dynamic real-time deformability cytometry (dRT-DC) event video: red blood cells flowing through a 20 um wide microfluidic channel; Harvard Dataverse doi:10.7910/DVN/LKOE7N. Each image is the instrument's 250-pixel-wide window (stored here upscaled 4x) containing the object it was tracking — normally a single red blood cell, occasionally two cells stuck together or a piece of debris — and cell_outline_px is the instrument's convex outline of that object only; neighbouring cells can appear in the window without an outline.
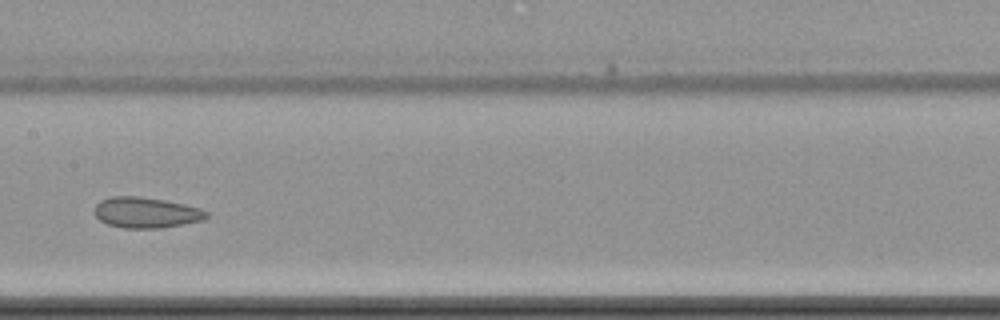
{"species": "common noctule bat (a hibernating species)", "species_latin": "Nyctalus noctula", "temperature_condition": "cold", "stored_images_in_passage": 10, "camera_frame_rate_fps": 3000, "um_per_image_px": 0.085, "animal": {"sex": "female", "body_mass_g": 22.7, "forearm_length_mm": 54.2}, "frame": {"image": 1, "passage_image": 9, "time_ms": 9.667, "image_size_px": [1000, 320], "cell_outline_px": [[208, 216], [204, 220], [160, 228], [124, 228], [108, 224], [100, 220], [96, 216], [96, 204], [100, 200], [112, 196], [136, 196], [164, 200], [184, 204], [200, 208], [208, 212]], "centroid_in_image_um": [12.43, 18.07], "position_along_channel_um": 195.0, "area_um2": 19.88}}
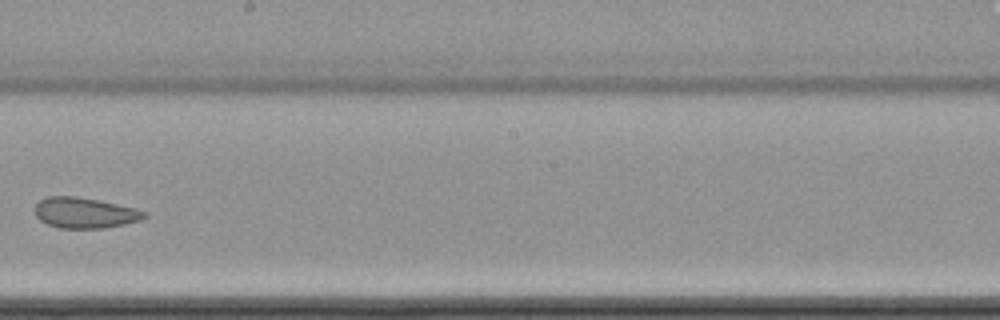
{"frame": {"image": 2, "passage_image": 10, "time_ms": 11.0, "image_size_px": [1000, 320], "cell_outline_px": [[148, 216], [140, 220], [124, 224], [104, 228], [60, 228], [48, 224], [40, 220], [36, 216], [36, 204], [40, 200], [48, 196], [76, 196], [136, 208], [144, 212]], "centroid_in_image_um": [7.2, 18.09], "position_along_channel_um": 241.0, "area_um2": 19.31}}